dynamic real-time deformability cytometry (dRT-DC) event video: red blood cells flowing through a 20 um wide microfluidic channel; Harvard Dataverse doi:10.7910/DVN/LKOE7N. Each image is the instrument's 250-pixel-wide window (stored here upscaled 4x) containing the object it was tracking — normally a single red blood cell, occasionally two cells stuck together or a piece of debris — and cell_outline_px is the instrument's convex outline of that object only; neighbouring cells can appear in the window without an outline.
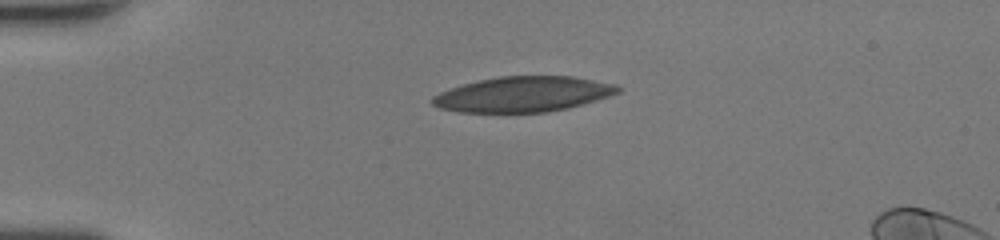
{"species": "human", "species_latin": "Homo sapiens", "temperature_condition": "room temperature", "stored_images_in_passage": 37, "camera_frame_rate_fps": 3000, "um_per_image_px": 0.085, "donor": {"sex": "female"}, "frame": {"image": 1, "passage_image": 1, "time_ms": 0.0, "image_size_px": [1000, 240], "cell_outline_px": [[620, 92], [596, 100], [568, 108], [548, 112], [460, 112], [440, 108], [432, 104], [428, 100], [432, 96], [440, 92], [464, 84], [480, 80], [500, 76], [572, 76], [616, 84], [620, 88]], "centroid_in_image_um": [44.46, 8.01], "position_along_channel_um": 40.5, "area_um2": 38.03}}
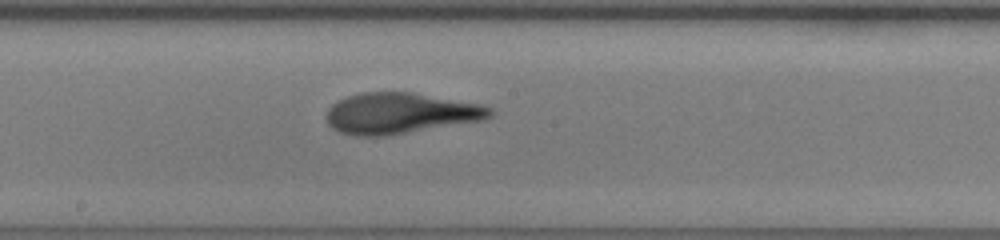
{"frame": {"image": 2, "passage_image": 16, "time_ms": 5.0, "image_size_px": [1000, 240], "cell_outline_px": [[496, 112], [492, 116], [484, 120], [388, 136], [360, 136], [340, 132], [332, 128], [328, 124], [328, 108], [332, 104], [348, 96], [360, 92], [412, 92], [480, 104], [492, 108]], "centroid_in_image_um": [34.06, 9.63], "position_along_channel_um": 214.1, "area_um2": 39.07}}
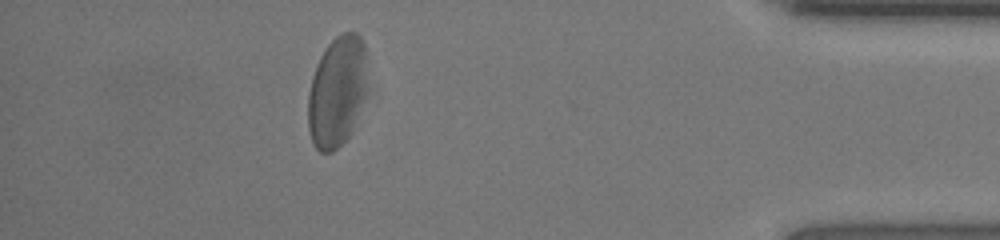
{"frame": {"image": 3, "passage_image": 32, "time_ms": 10.333, "image_size_px": [1000, 240], "cell_outline_px": [[364, 96], [348, 136], [332, 152], [320, 152], [316, 148], [312, 140], [308, 128], [308, 92], [312, 76], [316, 64], [320, 56], [328, 44], [340, 32], [356, 32], [360, 36], [364, 44]], "centroid_in_image_um": [28.58, 7.75], "position_along_channel_um": 406.6, "area_um2": 37.4}, "authors_computed_cell_mechanics": {"area_um2": 39.4774, "velocity_mm_per_s": 4.3783, "shape_relaxation_time_tau1_ms": 3.6516, "shape_relaxation_time_tau2_ms": 2.2738, "deformation_change_tau1": 0.1597, "deformation_change_tau2": 0.1186}}